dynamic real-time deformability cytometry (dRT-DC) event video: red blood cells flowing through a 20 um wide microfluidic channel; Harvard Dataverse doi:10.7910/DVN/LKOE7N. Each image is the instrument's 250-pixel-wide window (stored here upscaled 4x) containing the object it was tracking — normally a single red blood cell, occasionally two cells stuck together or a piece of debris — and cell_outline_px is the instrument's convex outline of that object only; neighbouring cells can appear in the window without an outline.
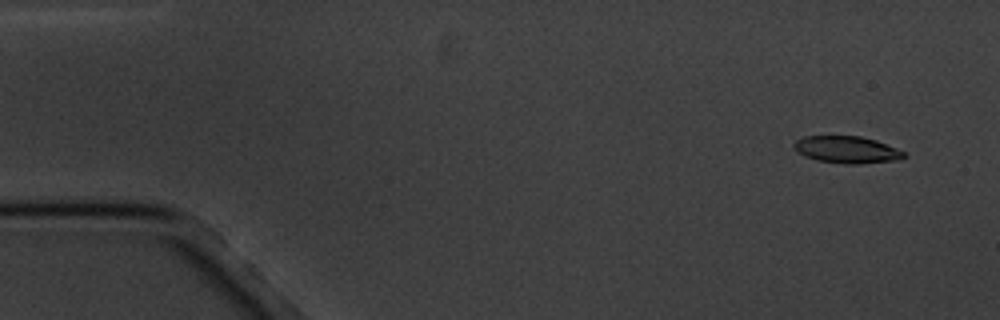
{"species": "common noctule bat (a hibernating species)", "species_latin": "Nyctalus noctula", "temperature_condition": "cold", "stored_images_in_passage": 11, "camera_frame_rate_fps": 3000, "um_per_image_px": 0.085, "animal": {"sex": "male", "body_mass_g": 20.1, "forearm_length_mm": 53.5}, "frame": {"image": 1, "passage_image": 1, "time_ms": 0.0, "image_size_px": [1000, 320], "cell_outline_px": [[904, 156], [896, 160], [856, 164], [844, 164], [820, 160], [808, 156], [800, 152], [792, 144], [796, 140], [804, 136], [860, 136], [876, 140], [896, 148], [904, 152]], "centroid_in_image_um": [71.99, 12.71], "position_along_channel_um": 13.0, "area_um2": 16.88}}
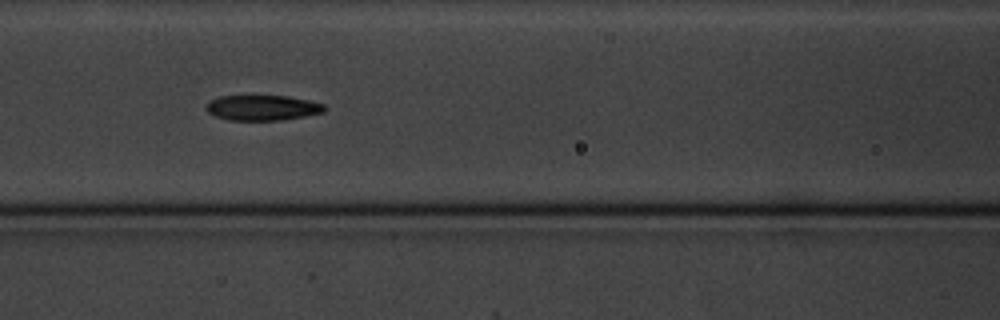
{"frame": {"image": 2, "passage_image": 7, "time_ms": 7.0, "image_size_px": [1000, 320], "cell_outline_px": [[328, 108], [324, 112], [304, 116], [280, 120], [228, 120], [216, 116], [208, 112], [204, 108], [212, 100], [220, 96], [288, 96], [308, 100], [324, 104]], "centroid_in_image_um": [22.34, 9.16], "position_along_channel_um": 144.3, "area_um2": 17.34}}
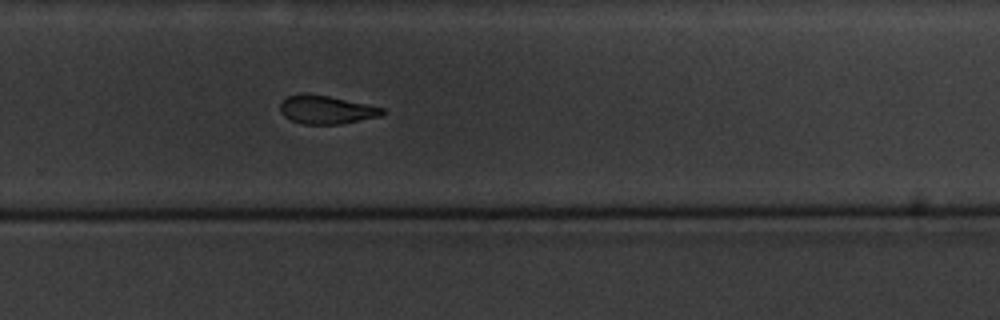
{"frame": {"image": 3, "passage_image": 11, "time_ms": 11.667, "image_size_px": [1000, 320], "cell_outline_px": [[384, 112], [380, 116], [340, 124], [300, 124], [284, 116], [280, 112], [280, 104], [288, 96], [300, 92], [304, 92], [328, 96], [384, 108]], "centroid_in_image_um": [27.68, 9.32], "position_along_channel_um": 302.1, "area_um2": 16.82}}